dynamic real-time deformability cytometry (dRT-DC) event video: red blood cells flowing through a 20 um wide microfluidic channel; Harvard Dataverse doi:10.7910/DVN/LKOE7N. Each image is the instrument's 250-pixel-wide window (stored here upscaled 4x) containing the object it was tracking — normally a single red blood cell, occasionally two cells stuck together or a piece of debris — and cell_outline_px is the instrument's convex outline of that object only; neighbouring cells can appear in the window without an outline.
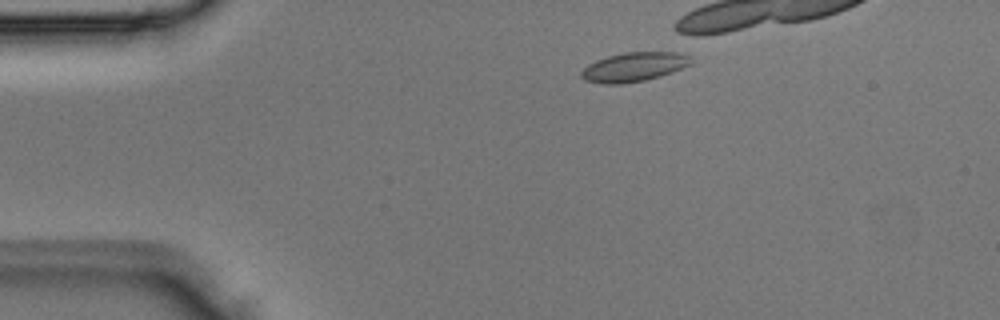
{"species": "Egyptian fruit bat (a non-hibernating species)", "species_latin": "Rousettus aegyptiacus", "temperature_condition": "room temperature", "stored_images_in_passage": 5, "camera_frame_rate_fps": 3000, "um_per_image_px": 0.085, "animal": {"sex": "male"}, "frame": {"image": 1, "passage_image": 2, "time_ms": 0.333, "image_size_px": [1000, 320], "cell_outline_px": [[692, 60], [688, 64], [672, 72], [660, 76], [644, 80], [624, 84], [600, 84], [584, 80], [580, 76], [580, 72], [588, 64], [596, 60], [608, 56], [624, 52], [676, 52], [688, 56]], "centroid_in_image_um": [53.8, 5.7], "position_along_channel_um": 31.2, "area_um2": 18.55}}